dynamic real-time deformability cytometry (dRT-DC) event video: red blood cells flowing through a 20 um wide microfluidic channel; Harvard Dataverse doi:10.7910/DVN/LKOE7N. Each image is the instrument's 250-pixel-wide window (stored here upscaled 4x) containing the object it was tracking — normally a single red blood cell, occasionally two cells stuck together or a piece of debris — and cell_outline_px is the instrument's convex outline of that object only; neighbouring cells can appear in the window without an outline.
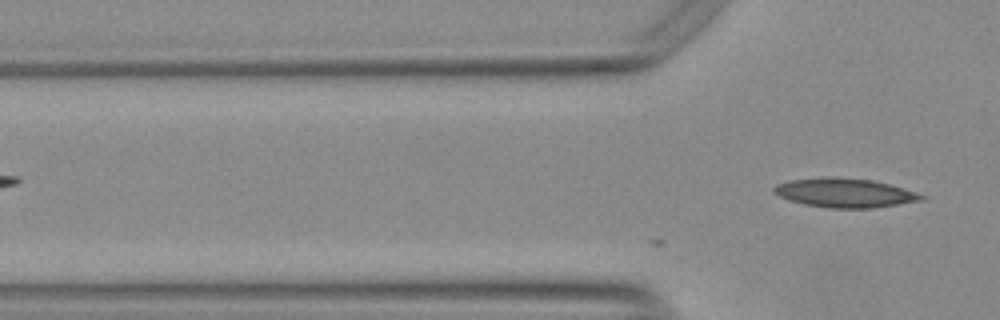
{"species": "Egyptian fruit bat (a non-hibernating species)", "species_latin": "Rousettus aegyptiacus", "temperature_condition": "warm", "stored_images_in_passage": 2, "camera_frame_rate_fps": 3000, "um_per_image_px": 0.085, "animal": {"sex": "female"}, "frame": {"image": 1, "passage_image": 2, "time_ms": 0.333, "image_size_px": [1000, 320], "cell_outline_px": [[928, 196], [924, 200], [872, 208], [828, 208], [804, 204], [788, 200], [772, 192], [772, 188], [776, 184], [792, 180], [872, 180], [888, 184]], "centroid_in_image_um": [71.84, 16.45], "position_along_channel_um": 54.0, "area_um2": 23.81}}